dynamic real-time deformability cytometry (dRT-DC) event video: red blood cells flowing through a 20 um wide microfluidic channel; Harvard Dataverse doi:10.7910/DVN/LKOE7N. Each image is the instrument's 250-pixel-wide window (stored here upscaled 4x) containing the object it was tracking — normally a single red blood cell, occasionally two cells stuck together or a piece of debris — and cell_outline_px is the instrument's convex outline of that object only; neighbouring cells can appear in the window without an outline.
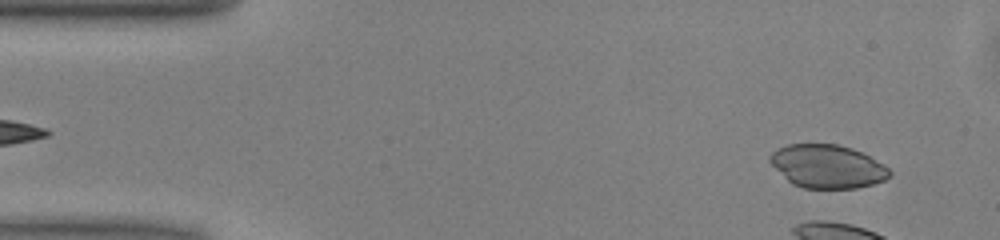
{"species": "common noctule bat (a hibernating species)", "species_latin": "Nyctalus noctula", "temperature_condition": "warm", "stored_images_in_passage": 6, "camera_frame_rate_fps": 3000, "um_per_image_px": 0.085, "animal": {"sex": "male", "body_mass_g": 13.0, "forearm_length_mm": 53.1}, "frame": {"image": 1, "passage_image": 3, "time_ms": 0.667, "image_size_px": [1000, 240], "cell_outline_px": [[892, 172], [884, 180], [872, 184], [856, 188], [804, 188], [792, 184], [768, 160], [768, 156], [776, 148], [788, 144], [836, 144], [852, 148], [884, 164]], "centroid_in_image_um": [70.31, 14.13], "position_along_channel_um": 14.7, "area_um2": 30.0}}